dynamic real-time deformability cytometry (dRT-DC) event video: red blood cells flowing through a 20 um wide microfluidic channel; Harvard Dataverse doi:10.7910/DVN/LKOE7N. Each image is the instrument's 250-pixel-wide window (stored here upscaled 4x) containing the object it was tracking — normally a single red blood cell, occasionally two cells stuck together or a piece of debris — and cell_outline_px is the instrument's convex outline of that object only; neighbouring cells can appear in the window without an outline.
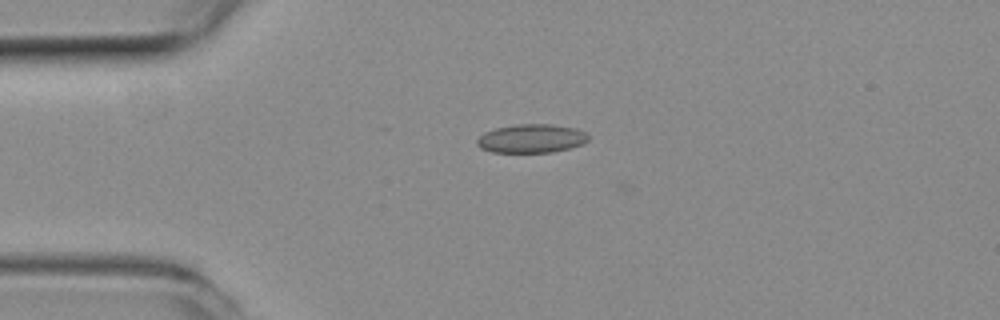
{"species": "common noctule bat (a hibernating species)", "species_latin": "Nyctalus noctula", "temperature_condition": "room temperature", "stored_images_in_passage": 2, "camera_frame_rate_fps": 3000, "um_per_image_px": 0.085, "animal": {"sex": "female", "body_mass_g": 19.3, "forearm_length_mm": 54.1}, "frame": {"image": 1, "passage_image": 1, "time_ms": 0.0, "image_size_px": [1000, 320], "cell_outline_px": [[588, 140], [584, 144], [552, 152], [492, 152], [480, 148], [476, 144], [476, 140], [484, 132], [496, 128], [516, 124], [552, 124], [576, 128], [584, 132], [588, 136]], "centroid_in_image_um": [45.16, 11.77], "position_along_channel_um": 39.8, "area_um2": 18.61}}